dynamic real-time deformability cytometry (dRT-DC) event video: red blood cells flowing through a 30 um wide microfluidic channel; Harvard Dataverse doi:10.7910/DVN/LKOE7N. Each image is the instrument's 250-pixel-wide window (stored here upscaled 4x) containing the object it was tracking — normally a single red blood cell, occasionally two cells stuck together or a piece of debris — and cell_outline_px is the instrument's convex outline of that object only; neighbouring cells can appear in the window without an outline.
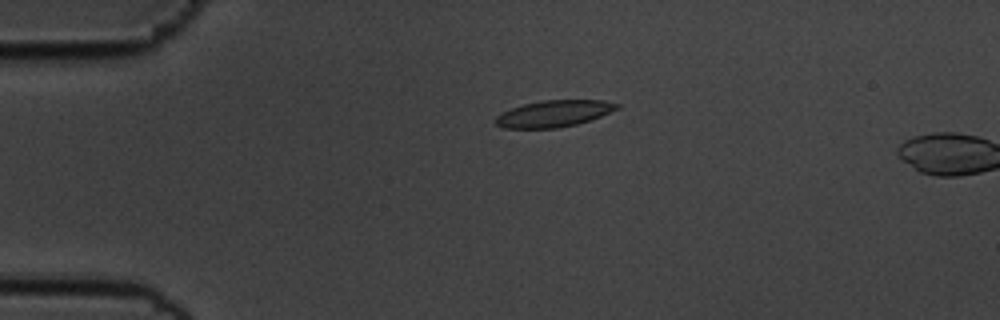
{"species": "common noctule bat (a hibernating species)", "species_latin": "Nyctalus noctula", "temperature_condition": "cold", "stored_images_in_passage": 3, "camera_frame_rate_fps": 3000, "um_per_image_px": 0.085, "animal": {"sex": "male", "body_mass_g": 19.5, "forearm_length_mm": 54.6}, "frame": {"image": 1, "passage_image": 1, "time_ms": 0.0, "image_size_px": [1000, 320], "cell_outline_px": [[620, 108], [600, 116], [576, 124], [556, 128], [504, 128], [496, 124], [492, 120], [500, 112], [524, 104], [544, 100], [604, 100], [620, 104]], "centroid_in_image_um": [47.05, 9.65], "position_along_channel_um": 38.0, "area_um2": 18.79}}